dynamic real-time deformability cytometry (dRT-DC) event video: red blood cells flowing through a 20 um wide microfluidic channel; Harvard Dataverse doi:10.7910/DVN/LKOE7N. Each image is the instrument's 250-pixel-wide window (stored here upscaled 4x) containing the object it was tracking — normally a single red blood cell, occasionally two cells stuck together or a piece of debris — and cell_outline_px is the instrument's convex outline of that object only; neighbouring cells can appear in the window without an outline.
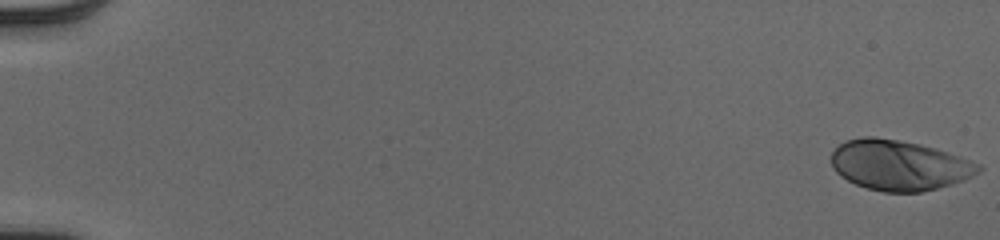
{"species": "human", "species_latin": "Homo sapiens", "temperature_condition": "cold", "stored_images_in_passage": 49, "camera_frame_rate_fps": 3000, "um_per_image_px": 0.085, "donor": {"sex": "male"}, "frame": {"image": 1, "passage_image": 1, "time_ms": 0.0, "image_size_px": [1000, 240], "cell_outline_px": [[984, 168], [980, 172], [964, 180], [936, 188], [920, 192], [884, 192], [868, 188], [856, 184], [840, 176], [832, 168], [832, 152], [840, 144], [848, 140], [864, 136], [872, 136], [896, 140], [916, 144], [932, 148], [980, 164]], "centroid_in_image_um": [76.4, 14.06], "position_along_channel_um": 8.6, "area_um2": 42.43}}
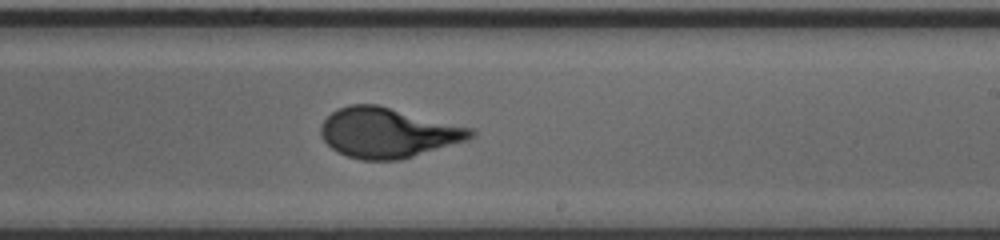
{"frame": {"image": 2, "passage_image": 34, "time_ms": 11.0, "image_size_px": [1000, 240], "cell_outline_px": [[476, 136], [468, 140], [400, 160], [360, 160], [336, 152], [324, 140], [320, 132], [320, 128], [324, 120], [332, 112], [348, 104], [376, 104], [476, 128]], "centroid_in_image_um": [33.02, 11.28], "position_along_channel_um": 256.0, "area_um2": 43.93}}
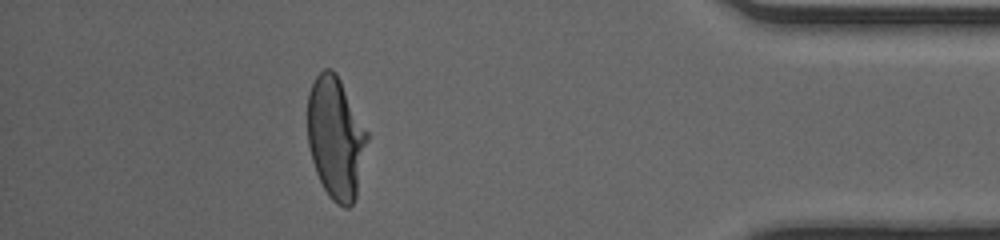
{"frame": {"image": 3, "passage_image": 48, "time_ms": 15.667, "image_size_px": [1000, 240], "cell_outline_px": [[368, 140], [356, 196], [352, 204], [348, 208], [344, 208], [336, 204], [328, 196], [316, 172], [312, 160], [308, 144], [308, 96], [312, 84], [316, 76], [324, 68], [332, 68], [336, 72], [368, 132]], "centroid_in_image_um": [28.54, 11.72], "position_along_channel_um": 406.7, "area_um2": 42.31}}